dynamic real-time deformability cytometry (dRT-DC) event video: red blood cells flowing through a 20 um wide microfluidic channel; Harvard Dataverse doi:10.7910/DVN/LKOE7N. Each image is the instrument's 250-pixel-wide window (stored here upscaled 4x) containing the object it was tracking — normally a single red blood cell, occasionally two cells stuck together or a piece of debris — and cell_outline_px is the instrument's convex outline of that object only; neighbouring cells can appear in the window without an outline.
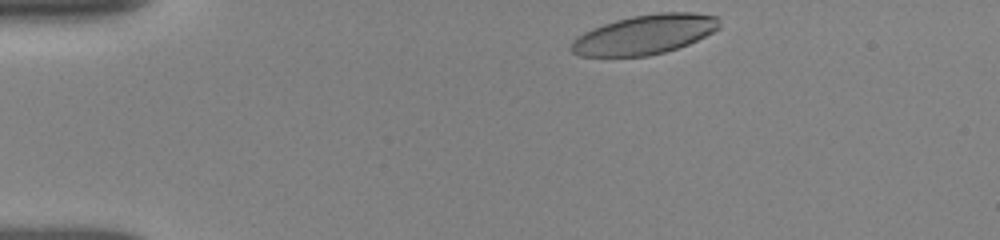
{"species": "human", "species_latin": "Homo sapiens", "temperature_condition": "room temperature", "stored_images_in_passage": 13, "camera_frame_rate_fps": 3000, "um_per_image_px": 0.085, "donor": {"sex": "female"}, "frame": {"image": 1, "passage_image": 1, "time_ms": 0.0, "image_size_px": [1000, 240], "cell_outline_px": [[720, 28], [688, 44], [664, 52], [648, 56], [580, 56], [572, 52], [568, 48], [572, 40], [576, 36], [592, 28], [616, 20], [632, 16], [660, 12], [692, 12], [716, 16], [720, 20]], "centroid_in_image_um": [54.77, 2.93], "position_along_channel_um": 30.2, "area_um2": 34.1}}
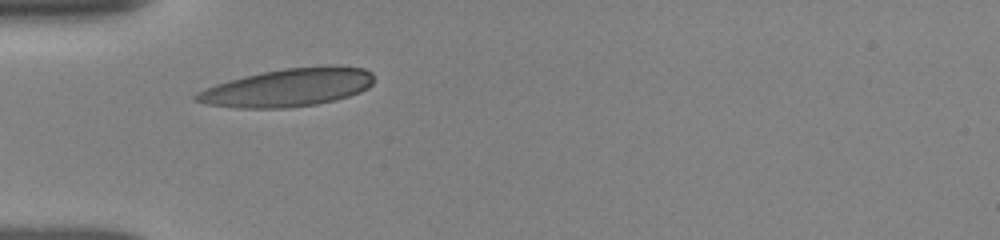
{"frame": {"image": 2, "passage_image": 12, "time_ms": 2.333, "image_size_px": [1000, 240], "cell_outline_px": [[372, 84], [368, 88], [360, 92], [348, 96], [316, 104], [288, 108], [236, 108], [208, 104], [192, 100], [192, 96], [196, 92], [204, 88], [228, 80], [244, 76], [284, 68], [328, 64], [336, 64], [364, 68], [372, 72]], "centroid_in_image_um": [24.47, 7.42], "position_along_channel_um": 60.5, "area_um2": 39.82}}